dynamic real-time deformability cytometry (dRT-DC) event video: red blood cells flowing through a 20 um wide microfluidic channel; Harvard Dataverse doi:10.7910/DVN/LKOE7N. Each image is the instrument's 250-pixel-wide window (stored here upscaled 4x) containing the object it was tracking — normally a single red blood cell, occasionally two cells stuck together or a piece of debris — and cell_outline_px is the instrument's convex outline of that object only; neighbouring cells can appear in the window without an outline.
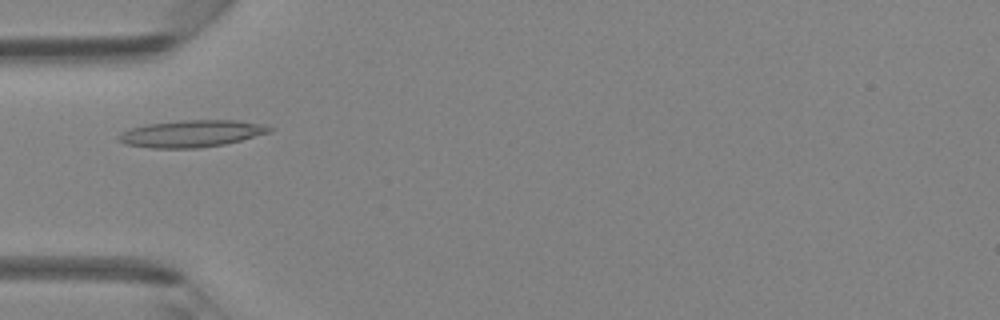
{"species": "Egyptian fruit bat (a non-hibernating species)", "species_latin": "Rousettus aegyptiacus", "temperature_condition": "room temperature", "stored_images_in_passage": 44, "camera_frame_rate_fps": 3000, "um_per_image_px": 0.085, "animal": {"sex": "female"}, "frame": {"image": 1, "passage_image": 13, "time_ms": 4.0, "image_size_px": [1000, 320], "cell_outline_px": [[276, 128], [272, 132], [224, 144], [196, 148], [152, 148], [124, 144], [116, 136], [120, 132], [132, 128], [148, 124], [180, 120], [236, 120], [264, 124]], "centroid_in_image_um": [16.31, 11.35], "position_along_channel_um": 68.7, "area_um2": 23.76}}
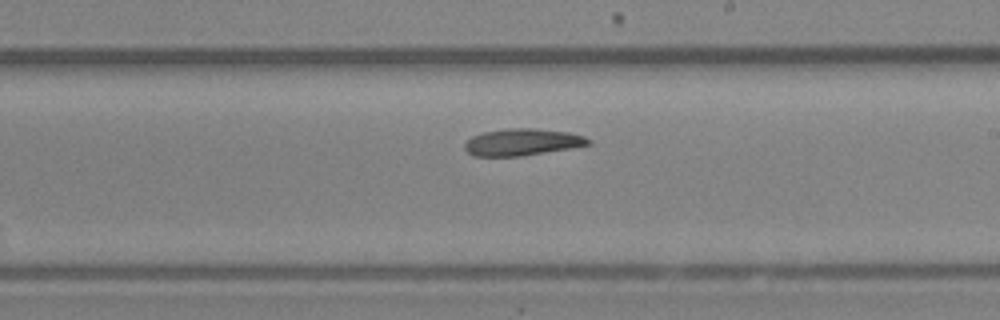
{"frame": {"image": 2, "passage_image": 25, "time_ms": 8.0, "image_size_px": [1000, 320], "cell_outline_px": [[592, 144], [572, 148], [520, 156], [472, 156], [464, 148], [464, 144], [472, 136], [484, 132], [512, 128], [532, 128], [568, 132], [584, 136], [592, 140]], "centroid_in_image_um": [44.41, 12.08], "position_along_channel_um": 244.6, "area_um2": 19.31}}
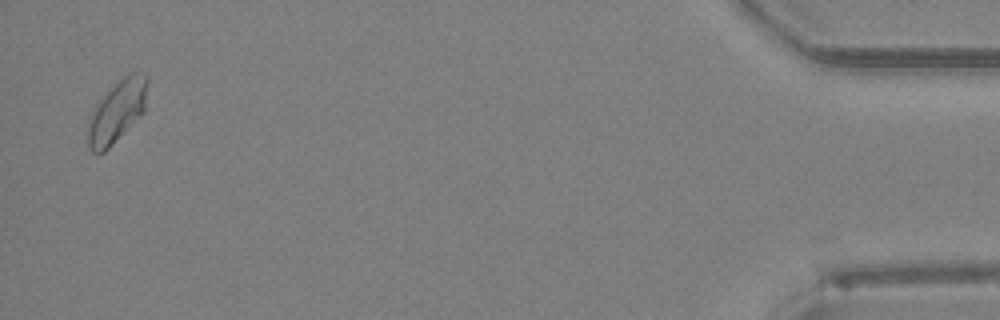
{"frame": {"image": 3, "passage_image": 43, "time_ms": 14.0, "image_size_px": [1000, 320], "cell_outline_px": [[148, 84], [144, 112], [104, 152], [92, 152], [88, 148], [88, 120], [96, 104], [124, 76], [132, 72], [136, 72], [148, 76]], "centroid_in_image_um": [9.96, 9.47], "position_along_channel_um": 425.2, "area_um2": 21.04}}